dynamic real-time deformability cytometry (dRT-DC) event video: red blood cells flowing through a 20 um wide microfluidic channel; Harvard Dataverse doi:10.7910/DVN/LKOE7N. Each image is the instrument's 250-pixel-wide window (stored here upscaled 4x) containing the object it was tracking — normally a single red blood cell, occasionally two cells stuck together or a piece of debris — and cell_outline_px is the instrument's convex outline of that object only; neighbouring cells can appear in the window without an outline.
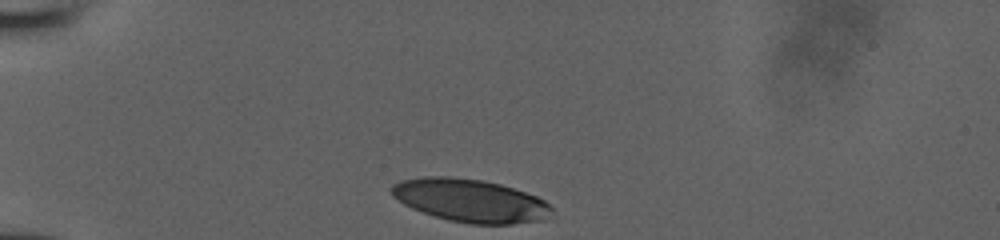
{"species": "human", "species_latin": "Homo sapiens", "temperature_condition": "room temperature", "stored_images_in_passage": 30, "camera_frame_rate_fps": 3000, "um_per_image_px": 0.085, "donor": {"sex": "male"}, "frame": {"image": 1, "passage_image": 1, "time_ms": 0.0, "image_size_px": [1000, 240], "cell_outline_px": [[552, 208], [544, 220], [512, 224], [468, 224], [448, 220], [412, 208], [404, 204], [392, 196], [388, 188], [392, 184], [400, 180], [424, 176], [448, 176], [480, 180], [500, 184], [536, 196], [544, 200]], "centroid_in_image_um": [39.92, 17.04], "position_along_channel_um": 45.1, "area_um2": 40.06}}
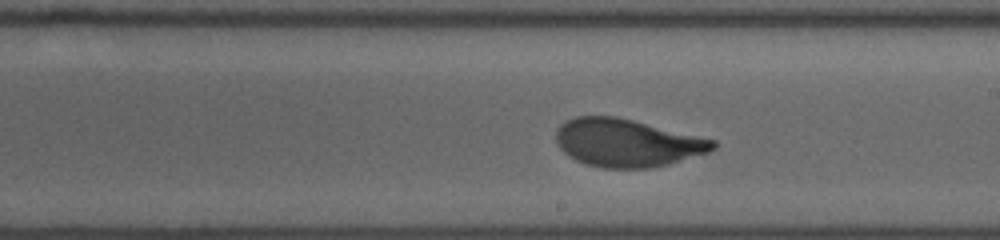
{"frame": {"image": 2, "passage_image": 18, "time_ms": 5.667, "image_size_px": [1000, 240], "cell_outline_px": [[716, 148], [708, 152], [668, 164], [652, 168], [600, 168], [576, 160], [568, 156], [560, 148], [556, 140], [556, 128], [560, 124], [576, 116], [616, 116], [716, 140]], "centroid_in_image_um": [53.28, 12.14], "position_along_channel_um": 235.7, "area_um2": 43.64}}
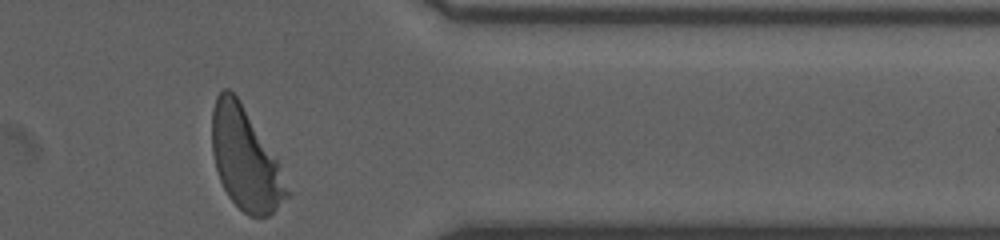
{"frame": {"image": 3, "passage_image": 30, "time_ms": 9.667, "image_size_px": [1000, 240], "cell_outline_px": [[288, 196], [268, 216], [248, 216], [228, 196], [220, 180], [216, 168], [212, 152], [212, 108], [216, 96], [224, 88], [228, 88], [236, 96], [276, 156], [288, 192]], "centroid_in_image_um": [20.82, 13.5], "position_along_channel_um": 390.6, "area_um2": 43.64}}